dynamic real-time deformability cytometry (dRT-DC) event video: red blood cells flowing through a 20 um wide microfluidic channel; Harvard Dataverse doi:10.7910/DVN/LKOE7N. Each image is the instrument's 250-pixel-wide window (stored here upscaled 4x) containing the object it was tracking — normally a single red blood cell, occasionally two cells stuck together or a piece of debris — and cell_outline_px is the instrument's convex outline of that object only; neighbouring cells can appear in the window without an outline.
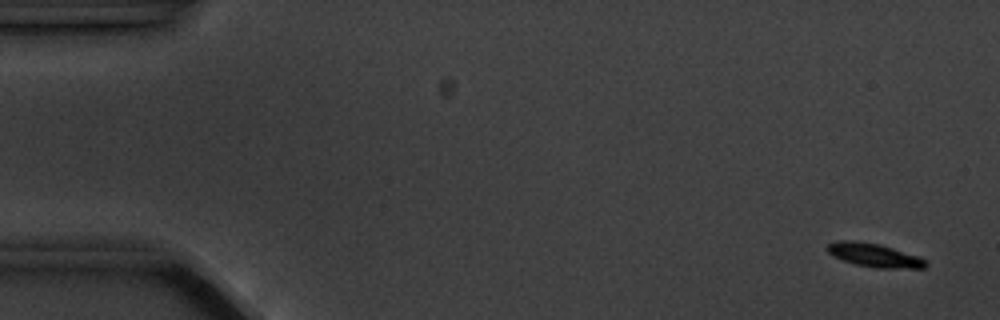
{"species": "common noctule bat (a hibernating species)", "species_latin": "Nyctalus noctula", "temperature_condition": "cold", "stored_images_in_passage": 4, "camera_frame_rate_fps": 3000, "um_per_image_px": 0.085, "animal": {"sex": "male", "body_mass_g": 20.1, "forearm_length_mm": 53.5}, "frame": {"image": 1, "passage_image": 1, "time_ms": 0.0, "image_size_px": [1000, 320], "cell_outline_px": [[928, 264], [924, 268], [876, 268], [856, 264], [832, 256], [824, 248], [828, 244], [836, 240], [856, 240], [880, 244], [916, 256], [924, 260]], "centroid_in_image_um": [74.23, 21.67], "position_along_channel_um": 10.8, "area_um2": 13.47}}